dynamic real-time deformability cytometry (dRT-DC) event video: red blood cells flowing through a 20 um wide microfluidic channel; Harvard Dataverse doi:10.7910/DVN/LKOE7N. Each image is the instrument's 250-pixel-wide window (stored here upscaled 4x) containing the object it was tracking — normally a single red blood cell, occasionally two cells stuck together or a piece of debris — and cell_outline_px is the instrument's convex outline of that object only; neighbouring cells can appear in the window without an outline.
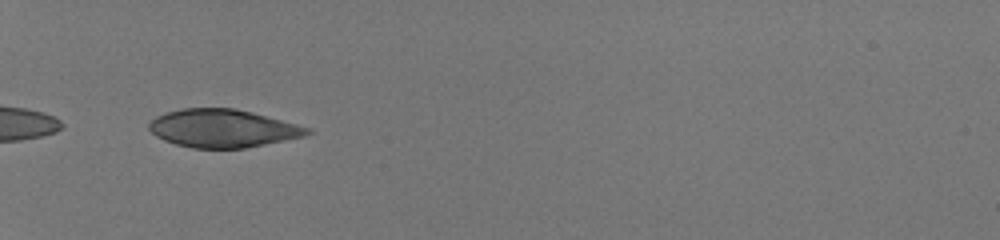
{"species": "human", "species_latin": "Homo sapiens", "temperature_condition": "room temperature", "stored_images_in_passage": 23, "camera_frame_rate_fps": 3000, "um_per_image_px": 0.085, "donor": {"sex": "male"}, "frame": {"image": 1, "passage_image": 1, "time_ms": 0.0, "image_size_px": [1000, 240], "cell_outline_px": [[312, 132], [300, 136], [244, 148], [192, 148], [176, 144], [164, 140], [156, 136], [148, 128], [148, 124], [156, 116], [168, 112], [184, 108], [232, 108], [252, 112], [296, 124], [308, 128]], "centroid_in_image_um": [18.86, 10.9], "position_along_channel_um": 66.1, "area_um2": 34.39}}
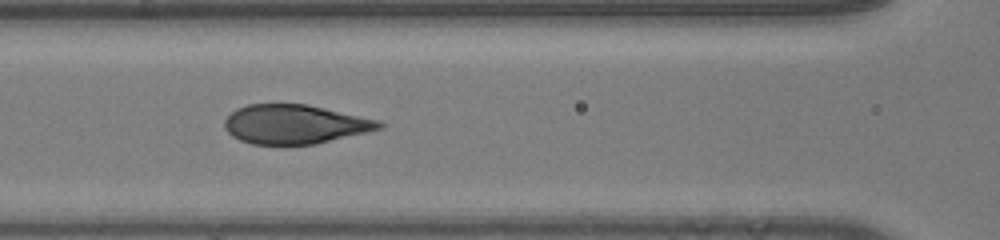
{"frame": {"image": 2, "passage_image": 8, "time_ms": 2.333, "image_size_px": [1000, 240], "cell_outline_px": [[384, 128], [316, 144], [252, 144], [240, 140], [232, 136], [224, 128], [224, 120], [236, 108], [248, 104], [308, 104], [380, 120], [384, 124]], "centroid_in_image_um": [25.07, 10.55], "position_along_channel_um": 141.5, "area_um2": 35.37}}
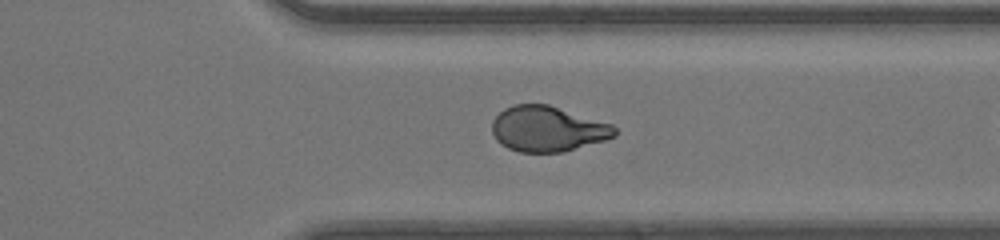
{"frame": {"image": 3, "passage_image": 21, "time_ms": 6.667, "image_size_px": [1000, 240], "cell_outline_px": [[616, 136], [604, 140], [564, 152], [520, 152], [508, 148], [500, 144], [496, 140], [492, 132], [492, 120], [504, 108], [512, 104], [548, 104], [612, 124], [616, 128]], "centroid_in_image_um": [46.53, 10.95], "position_along_channel_um": 364.9, "area_um2": 32.54}}